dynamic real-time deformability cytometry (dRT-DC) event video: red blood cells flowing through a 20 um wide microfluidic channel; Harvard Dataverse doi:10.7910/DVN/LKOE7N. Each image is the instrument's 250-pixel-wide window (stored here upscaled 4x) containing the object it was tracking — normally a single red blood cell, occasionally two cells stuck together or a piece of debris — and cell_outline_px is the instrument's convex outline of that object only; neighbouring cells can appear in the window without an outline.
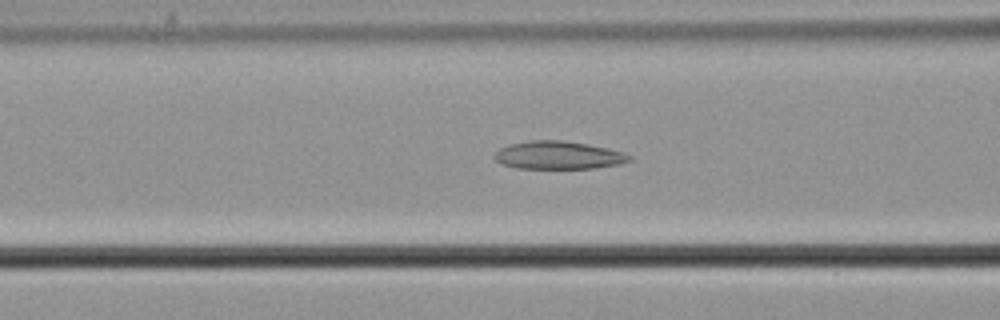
{"species": "common noctule bat (a hibernating species)", "species_latin": "Nyctalus noctula", "temperature_condition": "cold", "stored_images_in_passage": 48, "camera_frame_rate_fps": 3000, "um_per_image_px": 0.085, "animal": {"sex": "male", "body_mass_g": 21.5, "forearm_length_mm": 52.0}, "frame": {"image": 1, "passage_image": 15, "time_ms": 4.667, "image_size_px": [1000, 320], "cell_outline_px": [[632, 160], [620, 164], [596, 168], [516, 168], [500, 164], [492, 156], [500, 148], [512, 144], [528, 140], [564, 140], [588, 144], [608, 148], [624, 152], [632, 156]], "centroid_in_image_um": [47.48, 13.19], "position_along_channel_um": 119.1, "area_um2": 22.14}}
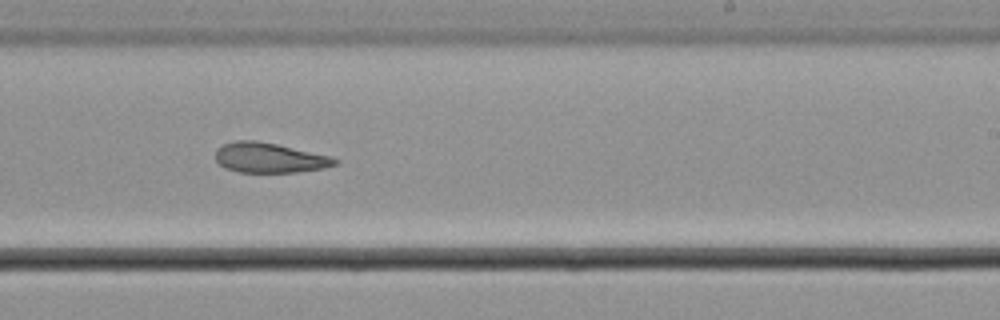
{"frame": {"image": 2, "passage_image": 27, "time_ms": 8.667, "image_size_px": [1000, 320], "cell_outline_px": [[340, 164], [324, 168], [296, 172], [240, 172], [224, 168], [216, 160], [216, 148], [224, 144], [236, 140], [256, 140], [276, 144], [328, 156], [340, 160]], "centroid_in_image_um": [22.89, 13.41], "position_along_channel_um": 266.1, "area_um2": 20.75}}
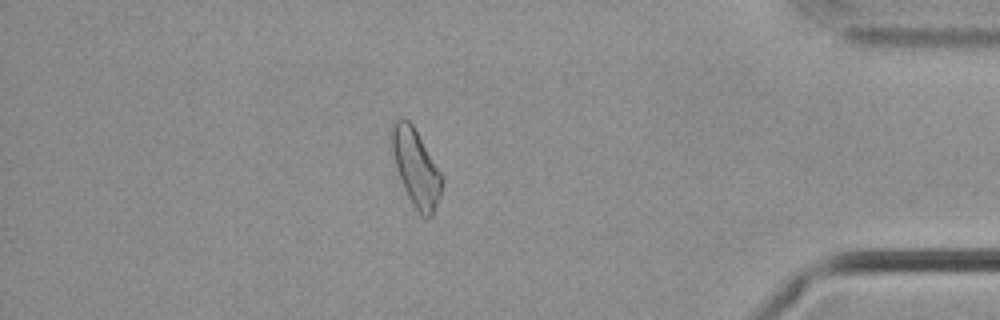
{"frame": {"image": 3, "passage_image": 41, "time_ms": 13.333, "image_size_px": [1000, 320], "cell_outline_px": [[444, 180], [440, 196], [432, 216], [424, 216], [412, 204], [400, 180], [396, 168], [392, 152], [388, 132], [392, 124], [400, 116], [404, 116], [412, 124], [440, 172]], "centroid_in_image_um": [35.31, 14.19], "position_along_channel_um": 399.9, "area_um2": 22.48}}